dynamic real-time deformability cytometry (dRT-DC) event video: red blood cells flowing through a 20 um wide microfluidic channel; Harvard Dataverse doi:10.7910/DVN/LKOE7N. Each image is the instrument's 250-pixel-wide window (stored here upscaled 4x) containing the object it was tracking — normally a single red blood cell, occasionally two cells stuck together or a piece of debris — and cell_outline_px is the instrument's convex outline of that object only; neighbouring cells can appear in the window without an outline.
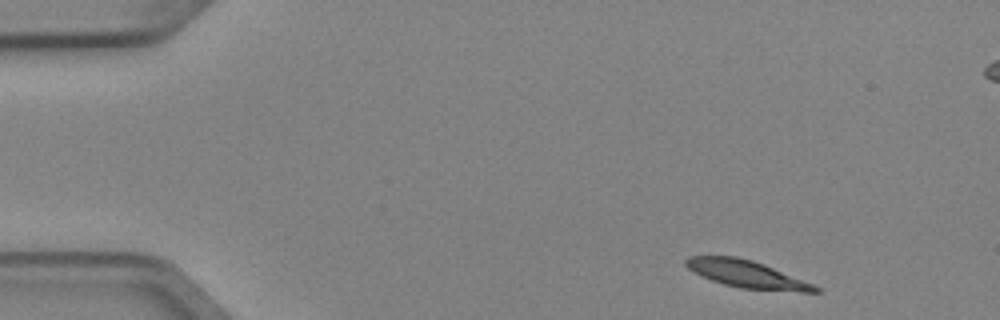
{"species": "Egyptian fruit bat (a non-hibernating species)", "species_latin": "Rousettus aegyptiacus", "temperature_condition": "cold", "stored_images_in_passage": 4, "segment_of_instrument_passage": [1, 2], "camera_frame_rate_fps": 3000, "um_per_image_px": 0.085, "animal": {"sex": "female"}, "frame": {"image": 1, "passage_image": 1, "time_ms": 0.0, "image_size_px": [1000, 320], "cell_outline_px": [[820, 292], [800, 292], [740, 288], [724, 284], [712, 280], [688, 268], [684, 264], [684, 260], [688, 256], [736, 256], [752, 260], [764, 264], [812, 284], [820, 288]], "centroid_in_image_um": [63.47, 23.3], "position_along_channel_um": 21.5, "area_um2": 20.29}}